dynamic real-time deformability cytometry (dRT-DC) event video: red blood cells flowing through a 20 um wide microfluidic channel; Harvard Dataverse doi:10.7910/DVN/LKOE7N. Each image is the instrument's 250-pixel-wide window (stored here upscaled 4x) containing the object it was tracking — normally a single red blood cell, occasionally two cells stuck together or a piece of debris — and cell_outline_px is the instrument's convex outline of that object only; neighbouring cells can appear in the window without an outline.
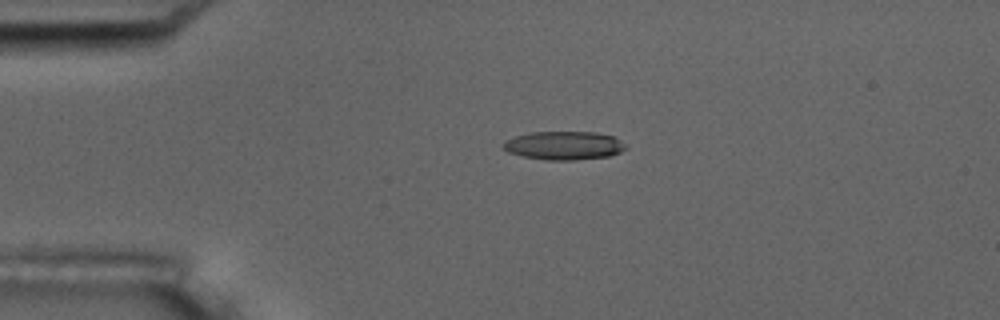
{"species": "common noctule bat (a hibernating species)", "species_latin": "Nyctalus noctula", "temperature_condition": "room temperature", "stored_images_in_passage": 4, "camera_frame_rate_fps": 3000, "um_per_image_px": 0.085, "animal": {"sex": "male", "body_mass_g": 17.5, "forearm_length_mm": 52.3}, "frame": {"image": 1, "passage_image": 3, "time_ms": 3.333, "image_size_px": [1000, 320], "cell_outline_px": [[628, 148], [620, 152], [608, 156], [576, 160], [548, 160], [524, 156], [508, 152], [500, 144], [504, 140], [516, 136], [532, 132], [596, 132], [612, 136], [628, 144]], "centroid_in_image_um": [47.96, 12.36], "position_along_channel_um": 37.0, "area_um2": 20.4}}